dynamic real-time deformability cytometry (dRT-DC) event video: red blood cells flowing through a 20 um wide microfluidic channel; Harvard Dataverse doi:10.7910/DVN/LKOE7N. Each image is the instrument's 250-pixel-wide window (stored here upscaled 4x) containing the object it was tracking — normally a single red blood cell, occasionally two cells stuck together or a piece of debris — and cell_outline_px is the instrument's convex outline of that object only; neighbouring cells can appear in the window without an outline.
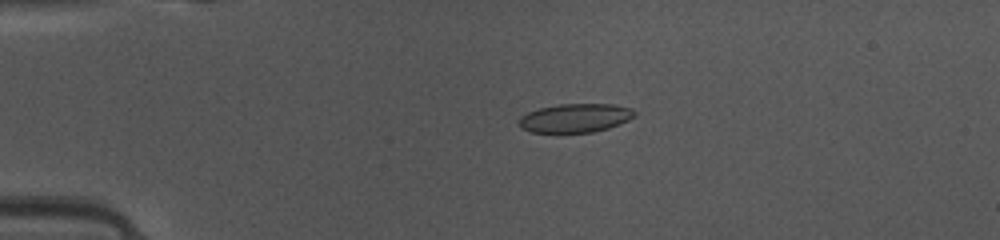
{"species": "common noctule bat (a hibernating species)", "species_latin": "Nyctalus noctula", "temperature_condition": "warm", "stored_images_in_passage": 48, "camera_frame_rate_fps": 3000, "um_per_image_px": 0.085, "animal": {"sex": "female", "body_mass_g": 10.0, "forearm_length_mm": 53.1}, "frame": {"image": 1, "passage_image": 11, "time_ms": 3.333, "image_size_px": [1000, 240], "cell_outline_px": [[636, 116], [620, 124], [608, 128], [592, 132], [532, 132], [520, 128], [520, 116], [528, 112], [540, 108], [560, 104], [612, 104], [632, 108], [636, 112]], "centroid_in_image_um": [48.93, 10.02], "position_along_channel_um": 36.1, "area_um2": 19.31}}
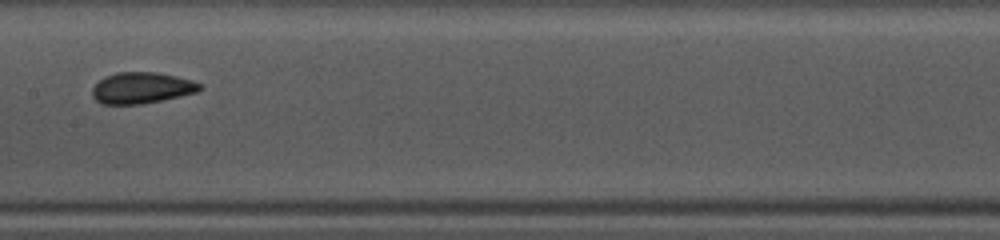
{"frame": {"image": 2, "passage_image": 25, "time_ms": 8.0, "image_size_px": [1000, 240], "cell_outline_px": [[204, 84], [196, 92], [180, 96], [140, 104], [100, 104], [92, 96], [92, 88], [100, 80], [116, 72], [156, 72], [176, 76], [192, 80]], "centroid_in_image_um": [12.04, 7.47], "position_along_channel_um": 195.4, "area_um2": 19.42}}
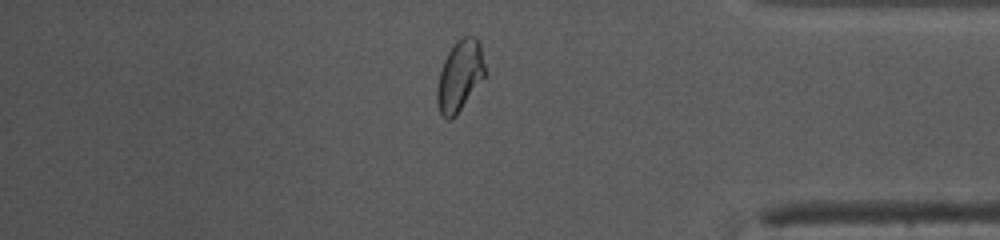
{"frame": {"image": 3, "passage_image": 41, "time_ms": 13.333, "image_size_px": [1000, 240], "cell_outline_px": [[484, 76], [456, 116], [452, 120], [448, 120], [440, 112], [436, 100], [436, 88], [440, 72], [444, 60], [452, 44], [456, 40], [464, 36], [476, 36], [480, 44], [484, 64]], "centroid_in_image_um": [39.05, 6.43], "position_along_channel_um": 396.1, "area_um2": 19.59}, "authors_computed_cell_mechanics": {"area_um2": 19.4786, "velocity_mm_per_s": 4.1572, "shape_relaxation_time_tau1_ms": 3.0354, "shape_relaxation_time_tau2_ms": 1.0126, "deformation_change_tau1": 0.0889, "deformation_change_tau2": 0.0373}}